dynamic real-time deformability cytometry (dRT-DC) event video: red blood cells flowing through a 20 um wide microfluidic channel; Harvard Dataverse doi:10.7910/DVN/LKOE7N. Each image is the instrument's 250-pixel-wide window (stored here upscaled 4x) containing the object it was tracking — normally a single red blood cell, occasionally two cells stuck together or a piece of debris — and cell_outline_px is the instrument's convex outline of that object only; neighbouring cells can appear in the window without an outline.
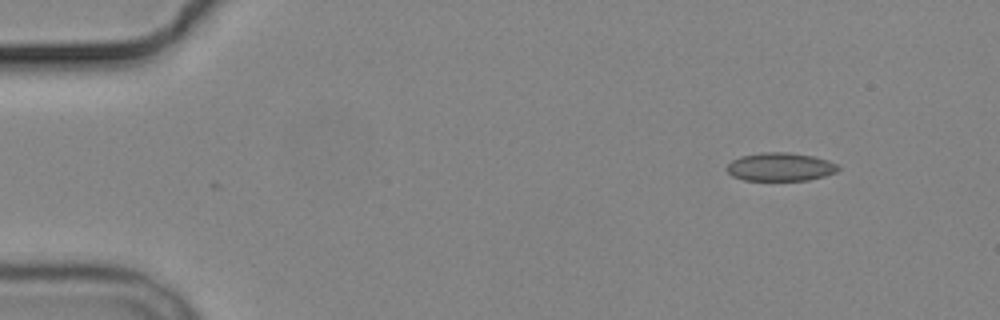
{"species": "common noctule bat (a hibernating species)", "species_latin": "Nyctalus noctula", "temperature_condition": "cold", "stored_images_in_passage": 4, "camera_frame_rate_fps": 3000, "um_per_image_px": 0.085, "animal": {"sex": "male", "body_mass_g": 19.2, "forearm_length_mm": 51.8}, "frame": {"image": 1, "passage_image": 1, "time_ms": 0.0, "image_size_px": [1000, 320], "cell_outline_px": [[840, 168], [836, 172], [824, 176], [808, 180], [744, 180], [732, 176], [728, 172], [728, 164], [732, 160], [740, 156], [764, 152], [788, 152], [812, 156], [828, 160], [836, 164]], "centroid_in_image_um": [66.33, 14.18], "position_along_channel_um": 18.7, "area_um2": 18.26}}
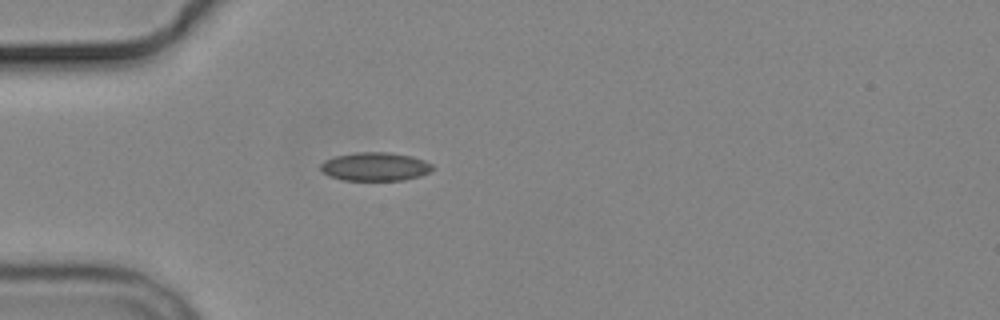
{"frame": {"image": 2, "passage_image": 4, "time_ms": 3.333, "image_size_px": [1000, 320], "cell_outline_px": [[436, 168], [420, 176], [404, 180], [344, 180], [328, 176], [320, 172], [320, 164], [324, 160], [336, 156], [356, 152], [388, 152], [412, 156], [424, 160], [432, 164]], "centroid_in_image_um": [31.87, 14.16], "position_along_channel_um": 53.1, "area_um2": 18.79}}